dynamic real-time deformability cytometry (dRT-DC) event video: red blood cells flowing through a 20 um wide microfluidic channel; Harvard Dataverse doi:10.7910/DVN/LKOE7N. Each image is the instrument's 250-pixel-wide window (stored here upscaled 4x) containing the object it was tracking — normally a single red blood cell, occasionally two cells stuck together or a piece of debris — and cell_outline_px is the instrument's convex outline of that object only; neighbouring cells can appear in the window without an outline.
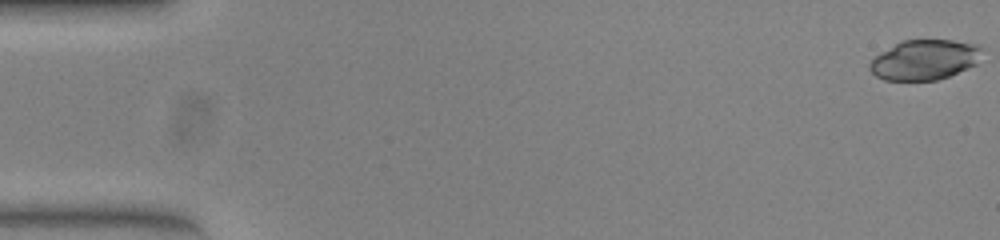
{"species": "common noctule bat (a hibernating species)", "species_latin": "Nyctalus noctula", "temperature_condition": "warm", "stored_images_in_passage": 53, "camera_frame_rate_fps": 3000, "um_per_image_px": 0.085, "animal": {"sex": "female", "body_mass_g": 23.0, "forearm_length_mm": 53.4}, "frame": {"image": 1, "passage_image": 1, "time_ms": 0.0, "image_size_px": [1000, 240], "cell_outline_px": [[984, 52], [976, 64], [948, 76], [936, 80], [884, 80], [876, 76], [868, 68], [868, 64], [876, 56], [896, 44], [904, 40], [952, 40], [976, 44], [984, 48]], "centroid_in_image_um": [78.62, 5.08], "position_along_channel_um": 6.4, "area_um2": 26.07}}
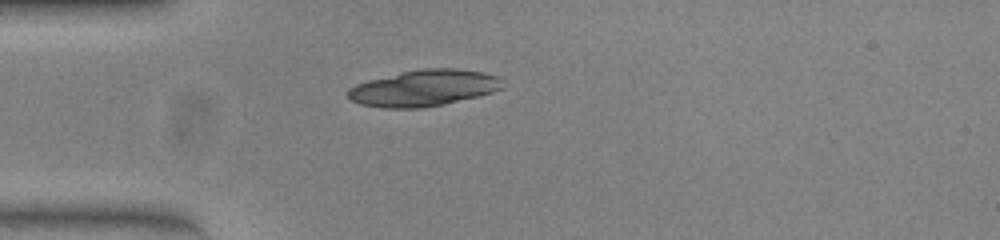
{"frame": {"image": 2, "passage_image": 15, "time_ms": 4.667, "image_size_px": [1000, 240], "cell_outline_px": [[504, 88], [480, 96], [444, 104], [424, 108], [384, 108], [360, 104], [352, 100], [348, 96], [348, 88], [356, 84], [368, 80], [404, 72], [424, 68], [456, 68], [484, 72], [496, 76], [500, 80]], "centroid_in_image_um": [36.04, 7.49], "position_along_channel_um": 49.0, "area_um2": 32.66}}